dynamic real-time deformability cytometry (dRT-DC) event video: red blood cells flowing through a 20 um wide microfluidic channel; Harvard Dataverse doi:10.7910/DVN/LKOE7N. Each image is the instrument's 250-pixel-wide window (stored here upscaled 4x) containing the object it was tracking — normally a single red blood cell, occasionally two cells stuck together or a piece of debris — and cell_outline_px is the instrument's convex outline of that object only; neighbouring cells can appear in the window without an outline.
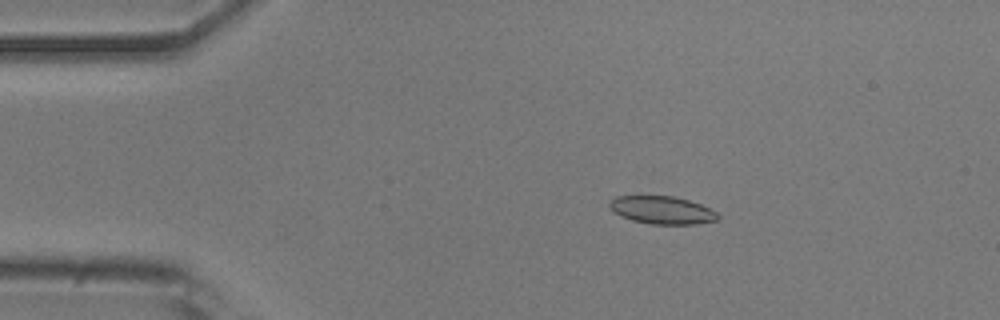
{"species": "common noctule bat (a hibernating species)", "species_latin": "Nyctalus noctula", "temperature_condition": "room temperature", "stored_images_in_passage": 52, "camera_frame_rate_fps": 3000, "um_per_image_px": 0.085, "animal": {"sex": "male", "body_mass_g": 20.5, "forearm_length_mm": 52.5}, "frame": {"image": 1, "passage_image": 9, "time_ms": 2.667, "image_size_px": [1000, 320], "cell_outline_px": [[720, 216], [716, 220], [696, 224], [652, 224], [632, 220], [620, 216], [612, 212], [608, 204], [616, 196], [672, 196], [688, 200], [700, 204], [716, 212]], "centroid_in_image_um": [56.24, 17.86], "position_along_channel_um": 28.8, "area_um2": 17.46}}
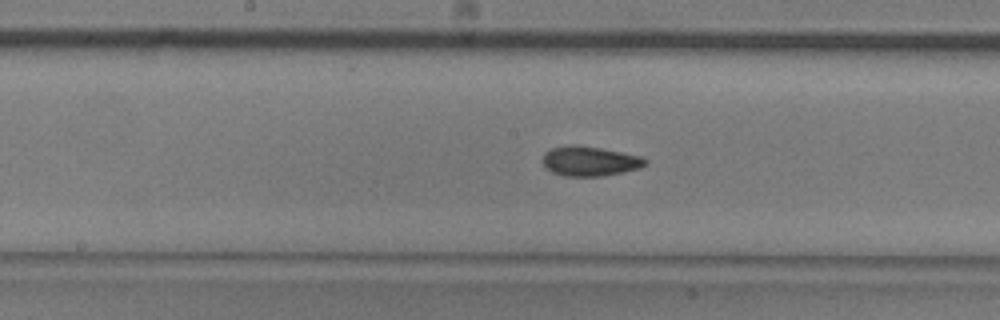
{"frame": {"image": 2, "passage_image": 26, "time_ms": 8.333, "image_size_px": [1000, 320], "cell_outline_px": [[648, 164], [640, 168], [624, 172], [604, 176], [564, 176], [552, 172], [544, 168], [544, 152], [552, 148], [572, 144], [576, 144], [600, 148], [640, 156], [648, 160]], "centroid_in_image_um": [50.14, 13.7], "position_along_channel_um": 198.1, "area_um2": 17.86}}
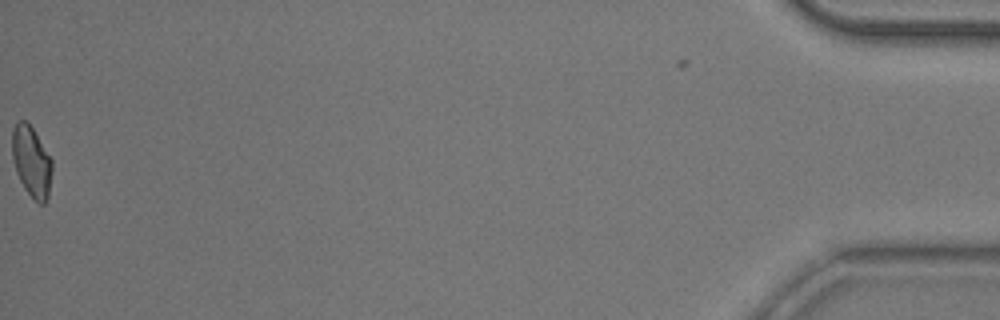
{"frame": {"image": 3, "passage_image": 52, "time_ms": 17.0, "image_size_px": [1000, 320], "cell_outline_px": [[52, 172], [48, 196], [44, 204], [40, 204], [24, 188], [16, 172], [12, 156], [12, 128], [16, 120], [24, 120], [32, 128], [52, 160]], "centroid_in_image_um": [2.66, 13.71], "position_along_channel_um": 432.5, "area_um2": 16.3}, "authors_computed_cell_mechanics": {"area_um2": 17.1666, "velocity_mm_per_s": 3.8965, "shape_relaxation_time_tau1_ms": 5.1021, "shape_relaxation_time_tau2_ms": 2.3041, "deformation_change_tau1": 0.1258, "deformation_change_tau2": 0.0676}}